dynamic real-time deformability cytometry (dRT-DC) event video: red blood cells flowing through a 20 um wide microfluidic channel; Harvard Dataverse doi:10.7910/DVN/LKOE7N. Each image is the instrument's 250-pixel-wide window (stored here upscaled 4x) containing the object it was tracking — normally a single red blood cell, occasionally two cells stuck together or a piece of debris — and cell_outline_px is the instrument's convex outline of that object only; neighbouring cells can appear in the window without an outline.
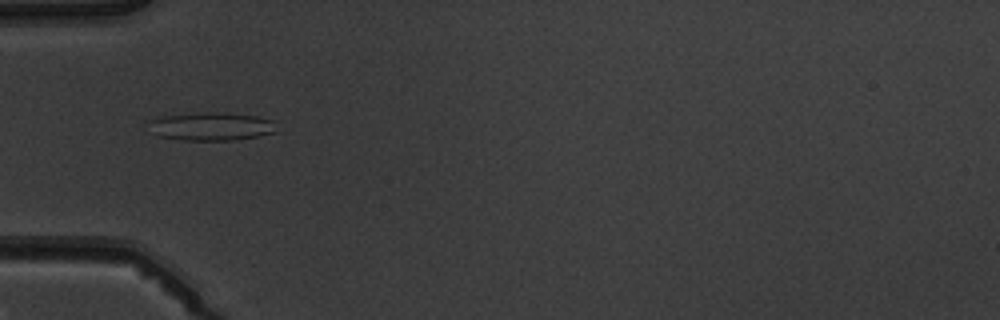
{"species": "common noctule bat (a hibernating species)", "species_latin": "Nyctalus noctula", "temperature_condition": "warm", "stored_images_in_passage": 5, "camera_frame_rate_fps": 3000, "um_per_image_px": 0.085, "animal": {"sex": "male", "body_mass_g": 19.5, "forearm_length_mm": 54.6}, "frame": {"image": 1, "passage_image": 5, "time_ms": 4.667, "image_size_px": [1000, 320], "cell_outline_px": [[276, 132], [236, 140], [184, 140], [156, 136], [148, 120], [160, 116], [196, 112], [216, 112], [256, 116], [272, 120]], "centroid_in_image_um": [17.92, 10.74], "position_along_channel_um": 67.1, "area_um2": 20.92}}